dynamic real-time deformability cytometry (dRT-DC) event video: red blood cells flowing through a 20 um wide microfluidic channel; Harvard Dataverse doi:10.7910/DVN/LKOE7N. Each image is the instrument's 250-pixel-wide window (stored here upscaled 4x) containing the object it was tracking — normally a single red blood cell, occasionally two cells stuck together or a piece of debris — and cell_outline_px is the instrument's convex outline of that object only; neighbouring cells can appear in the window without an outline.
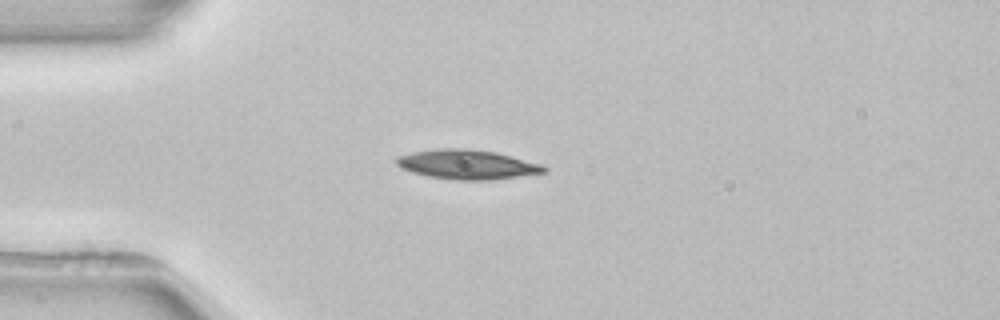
{"species": "common noctule bat (a hibernating species)", "species_latin": "Nyctalus noctula", "temperature_condition": "room temperature", "stored_images_in_passage": 2, "camera_frame_rate_fps": 3000, "um_per_image_px": 0.085, "animal": {"sex": "female", "body_mass_g": 22.7, "forearm_length_mm": 54.2}, "frame": {"image": 1, "passage_image": 2, "time_ms": 1.667, "image_size_px": [1000, 320], "cell_outline_px": [[548, 168], [544, 172], [488, 180], [456, 180], [428, 176], [412, 172], [400, 168], [396, 164], [396, 156], [412, 152], [436, 148], [468, 148], [496, 152], [540, 164]], "centroid_in_image_um": [39.63, 13.97], "position_along_channel_um": 45.4, "area_um2": 25.2}}